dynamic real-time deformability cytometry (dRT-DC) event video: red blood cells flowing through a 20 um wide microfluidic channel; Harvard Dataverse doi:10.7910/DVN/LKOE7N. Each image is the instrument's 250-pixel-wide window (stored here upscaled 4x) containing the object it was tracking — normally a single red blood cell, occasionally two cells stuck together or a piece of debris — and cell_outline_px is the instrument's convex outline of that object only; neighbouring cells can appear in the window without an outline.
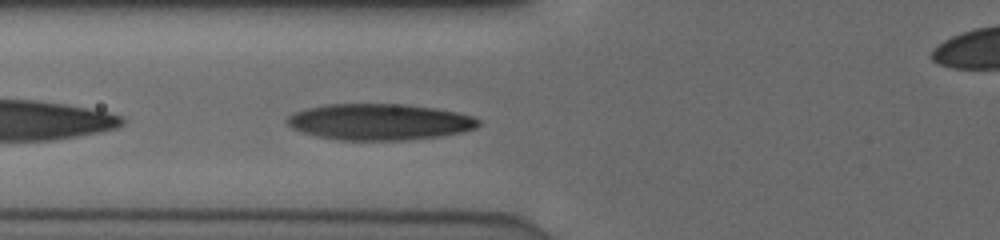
{"species": "human", "species_latin": "Homo sapiens", "temperature_condition": "cold", "stored_images_in_passage": 3, "camera_frame_rate_fps": 3000, "um_per_image_px": 0.085, "donor": {"sex": "male"}, "frame": {"image": 1, "passage_image": 3, "time_ms": 0.667, "image_size_px": [1000, 240], "cell_outline_px": [[480, 124], [476, 128], [464, 132], [440, 136], [408, 140], [340, 140], [320, 136], [304, 132], [292, 128], [284, 120], [288, 116], [296, 112], [308, 108], [328, 104], [404, 104], [436, 108], [456, 112], [472, 116], [480, 120]], "centroid_in_image_um": [32.3, 10.36], "position_along_channel_um": 93.5, "area_um2": 40.34}}